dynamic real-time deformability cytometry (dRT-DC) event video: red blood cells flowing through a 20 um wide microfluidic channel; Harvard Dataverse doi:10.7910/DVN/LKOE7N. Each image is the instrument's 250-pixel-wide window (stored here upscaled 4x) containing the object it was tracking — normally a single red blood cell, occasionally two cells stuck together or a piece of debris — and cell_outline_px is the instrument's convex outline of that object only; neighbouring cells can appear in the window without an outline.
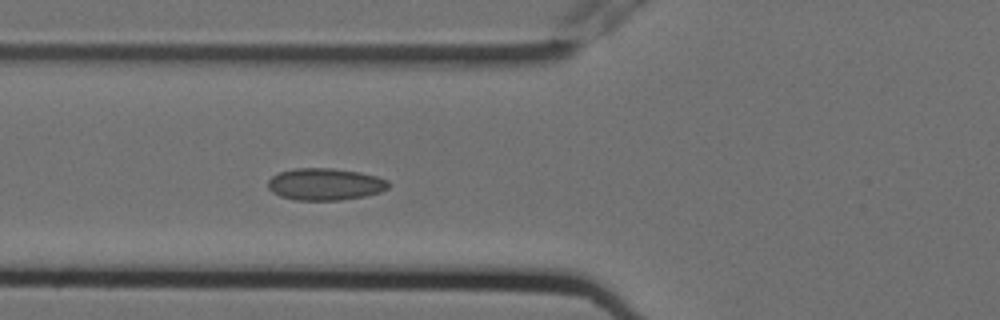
{"species": "Egyptian fruit bat (a non-hibernating species)", "species_latin": "Rousettus aegyptiacus", "temperature_condition": "cold", "stored_images_in_passage": 6, "segment_of_instrument_passage": [1, 2], "camera_frame_rate_fps": 3000, "um_per_image_px": 0.085, "animal": {"sex": "female"}, "frame": {"image": 1, "passage_image": 5, "time_ms": 1.333, "image_size_px": [1000, 320], "cell_outline_px": [[388, 188], [380, 192], [364, 196], [340, 200], [296, 200], [280, 196], [272, 192], [268, 188], [268, 180], [272, 176], [280, 172], [296, 168], [332, 168], [360, 172], [376, 176], [388, 180]], "centroid_in_image_um": [27.62, 15.66], "position_along_channel_um": 98.2, "area_um2": 22.43}}